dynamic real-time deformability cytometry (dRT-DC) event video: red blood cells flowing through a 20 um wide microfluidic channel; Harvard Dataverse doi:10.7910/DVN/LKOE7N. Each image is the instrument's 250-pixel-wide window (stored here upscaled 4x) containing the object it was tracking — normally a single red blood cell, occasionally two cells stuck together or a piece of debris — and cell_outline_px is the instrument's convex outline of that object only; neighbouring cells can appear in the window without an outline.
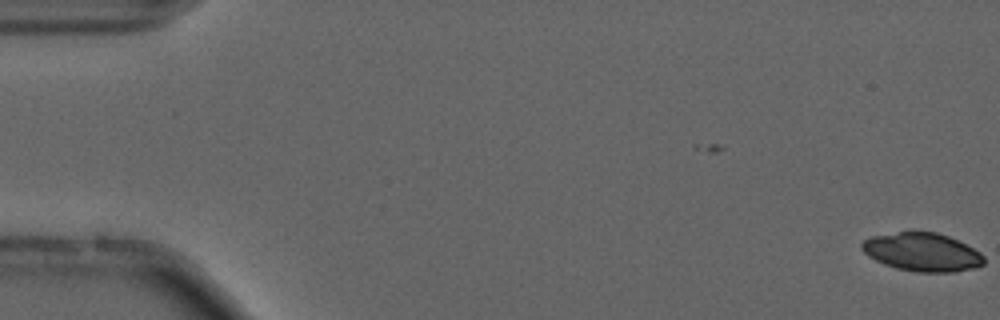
{"species": "common noctule bat (a hibernating species)", "species_latin": "Nyctalus noctula", "temperature_condition": "cold", "stored_images_in_passage": 2, "camera_frame_rate_fps": 3000, "um_per_image_px": 0.085, "animal": {"sex": "male", "forearm_length_mm": 52.5}, "frame": {"image": 1, "passage_image": 2, "time_ms": 0.333, "image_size_px": [1000, 320], "cell_outline_px": [[984, 264], [976, 268], [956, 272], [916, 272], [896, 268], [884, 264], [868, 256], [860, 248], [860, 244], [864, 240], [872, 236], [900, 232], [936, 232], [948, 236], [980, 252], [984, 256]], "centroid_in_image_um": [78.39, 21.44], "position_along_channel_um": 6.6, "area_um2": 27.22}}